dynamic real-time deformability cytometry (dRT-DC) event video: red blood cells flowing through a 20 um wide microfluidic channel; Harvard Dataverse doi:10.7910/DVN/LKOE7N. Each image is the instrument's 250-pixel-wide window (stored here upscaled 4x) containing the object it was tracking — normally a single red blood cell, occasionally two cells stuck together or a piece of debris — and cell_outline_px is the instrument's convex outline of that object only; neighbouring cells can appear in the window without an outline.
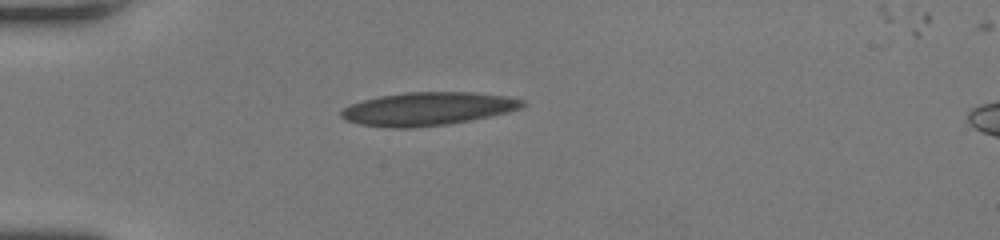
{"species": "human", "species_latin": "Homo sapiens", "temperature_condition": "room temperature", "stored_images_in_passage": 21, "camera_frame_rate_fps": 3000, "um_per_image_px": 0.085, "donor": {"sex": "female"}, "frame": {"image": 1, "passage_image": 1, "time_ms": 0.0, "image_size_px": [1000, 240], "cell_outline_px": [[528, 104], [520, 108], [508, 112], [448, 124], [412, 128], [388, 128], [360, 124], [348, 120], [340, 116], [340, 112], [348, 104], [380, 96], [404, 92], [472, 92], [508, 96], [524, 100]], "centroid_in_image_um": [36.36, 9.24], "position_along_channel_um": 48.6, "area_um2": 35.08}}
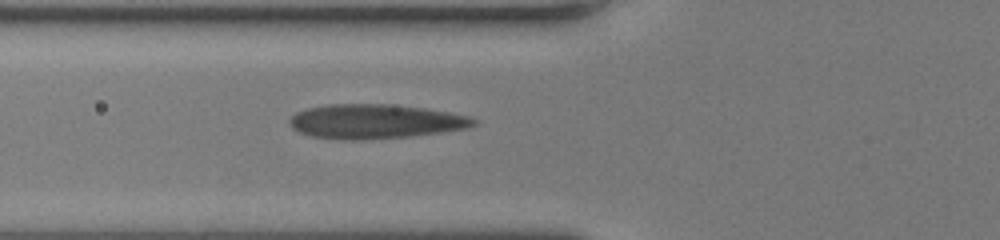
{"frame": {"image": 2, "passage_image": 7, "time_ms": 2.0, "image_size_px": [1000, 240], "cell_outline_px": [[476, 124], [468, 128], [440, 132], [408, 136], [364, 140], [340, 140], [312, 136], [300, 132], [292, 128], [288, 120], [296, 112], [308, 108], [328, 104], [388, 104], [424, 108], [448, 112], [468, 116], [476, 120]], "centroid_in_image_um": [31.86, 10.32], "position_along_channel_um": 93.9, "area_um2": 36.76}}
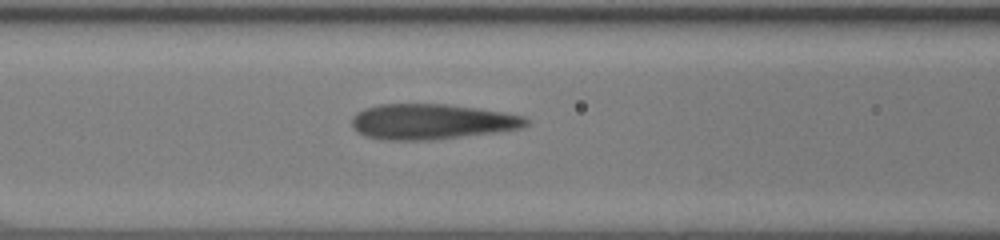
{"frame": {"image": 3, "passage_image": 10, "time_ms": 3.0, "image_size_px": [1000, 240], "cell_outline_px": [[528, 124], [524, 128], [496, 132], [432, 140], [380, 140], [364, 136], [356, 132], [352, 128], [352, 116], [356, 112], [364, 108], [376, 104], [448, 104], [504, 112], [524, 116], [528, 120]], "centroid_in_image_um": [36.64, 10.34], "position_along_channel_um": 130.0, "area_um2": 36.36}}